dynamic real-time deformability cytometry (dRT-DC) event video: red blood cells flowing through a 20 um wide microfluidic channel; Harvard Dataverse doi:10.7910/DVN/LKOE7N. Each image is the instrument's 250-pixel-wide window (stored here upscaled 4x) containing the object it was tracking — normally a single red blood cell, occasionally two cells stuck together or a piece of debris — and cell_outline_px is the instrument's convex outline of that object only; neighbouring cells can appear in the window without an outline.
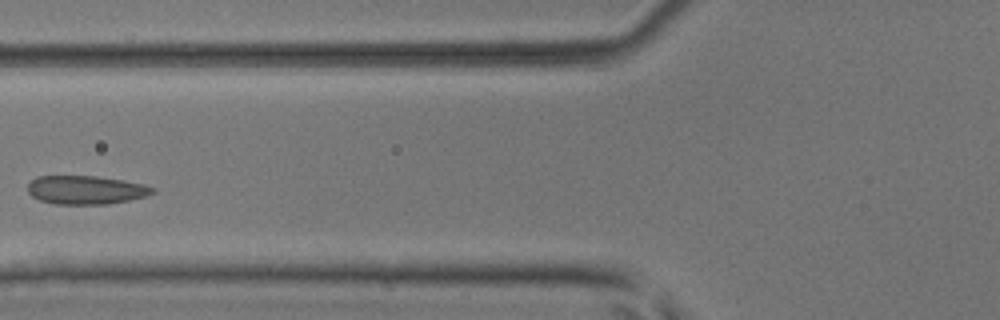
{"species": "common noctule bat (a hibernating species)", "species_latin": "Nyctalus noctula", "temperature_condition": "room temperature", "stored_images_in_passage": 4, "camera_frame_rate_fps": 3000, "um_per_image_px": 0.085, "animal": {"sex": "male", "body_mass_g": 17.9, "forearm_length_mm": 54.2}, "frame": {"image": 1, "passage_image": 3, "time_ms": 0.667, "image_size_px": [1000, 320], "cell_outline_px": [[156, 192], [144, 196], [128, 200], [108, 204], [56, 204], [40, 200], [32, 196], [28, 192], [28, 184], [36, 176], [96, 176], [124, 180], [144, 184], [156, 188]], "centroid_in_image_um": [7.31, 16.14], "position_along_channel_um": 118.5, "area_um2": 20.81}}
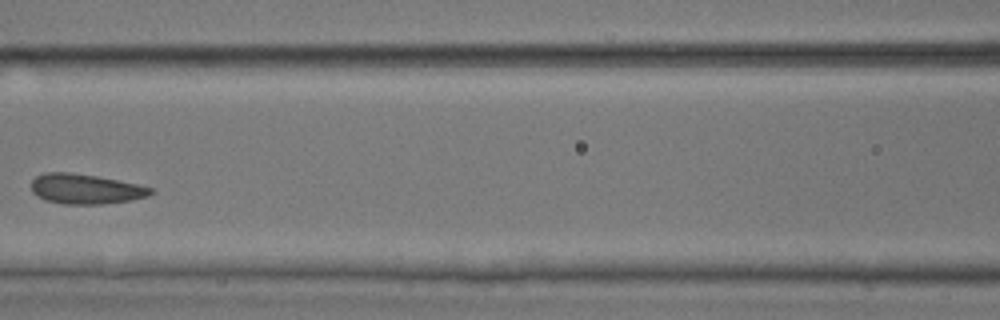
{"frame": {"image": 2, "passage_image": 4, "time_ms": 1.0, "image_size_px": [1000, 320], "cell_outline_px": [[156, 192], [148, 196], [132, 200], [104, 204], [64, 204], [44, 200], [36, 196], [32, 192], [32, 180], [36, 176], [44, 172], [72, 172], [96, 176], [136, 184], [152, 188]], "centroid_in_image_um": [7.25, 16.07], "position_along_channel_um": 159.3, "area_um2": 20.98}}